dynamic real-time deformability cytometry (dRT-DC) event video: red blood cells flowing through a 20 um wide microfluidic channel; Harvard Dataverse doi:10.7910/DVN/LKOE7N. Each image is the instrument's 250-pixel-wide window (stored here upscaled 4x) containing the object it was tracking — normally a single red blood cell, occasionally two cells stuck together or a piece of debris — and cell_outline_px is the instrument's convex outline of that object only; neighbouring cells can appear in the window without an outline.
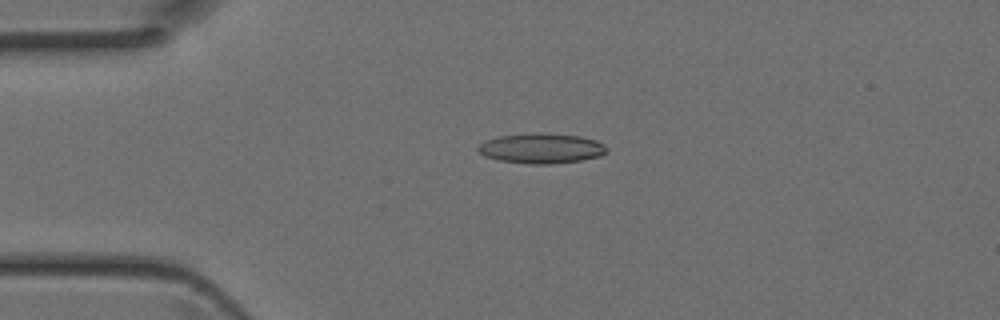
{"species": "Egyptian fruit bat (a non-hibernating species)", "species_latin": "Rousettus aegyptiacus", "temperature_condition": "room temperature", "stored_images_in_passage": 44, "camera_frame_rate_fps": 3000, "um_per_image_px": 0.085, "animal": {"sex": "female"}, "frame": {"image": 1, "passage_image": 10, "time_ms": 3.0, "image_size_px": [1000, 320], "cell_outline_px": [[608, 152], [600, 156], [580, 160], [548, 164], [532, 164], [500, 160], [484, 156], [476, 148], [480, 144], [488, 140], [500, 136], [540, 132], [580, 136], [596, 140], [604, 144], [608, 148]], "centroid_in_image_um": [46.06, 12.6], "position_along_channel_um": 38.9, "area_um2": 22.43}}
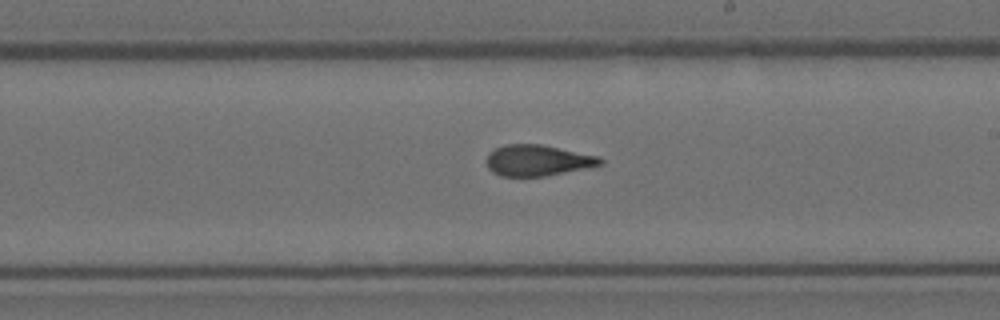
{"frame": {"image": 2, "passage_image": 25, "time_ms": 8.0, "image_size_px": [1000, 320], "cell_outline_px": [[604, 164], [544, 176], [500, 176], [492, 172], [488, 168], [484, 160], [488, 152], [504, 144], [540, 144], [600, 156], [604, 160]], "centroid_in_image_um": [45.66, 13.62], "position_along_channel_um": 243.3, "area_um2": 20.69}}
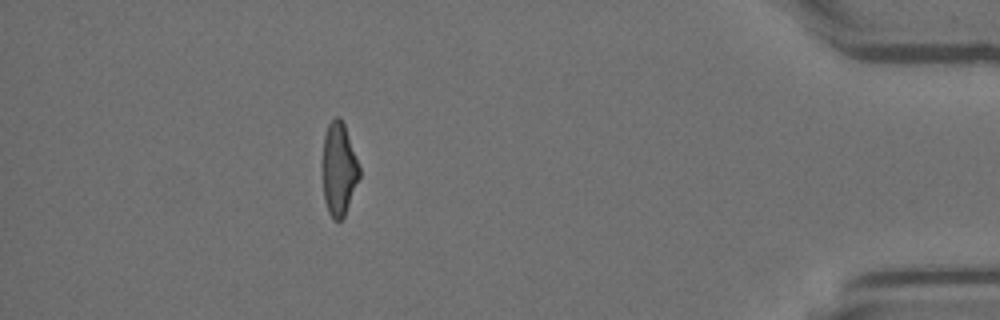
{"frame": {"image": 3, "passage_image": 39, "time_ms": 12.667, "image_size_px": [1000, 320], "cell_outline_px": [[360, 176], [344, 216], [340, 220], [332, 220], [328, 212], [324, 200], [324, 136], [328, 124], [336, 116], [340, 116], [344, 124], [360, 168]], "centroid_in_image_um": [28.82, 14.39], "position_along_channel_um": 406.4, "area_um2": 19.48}}